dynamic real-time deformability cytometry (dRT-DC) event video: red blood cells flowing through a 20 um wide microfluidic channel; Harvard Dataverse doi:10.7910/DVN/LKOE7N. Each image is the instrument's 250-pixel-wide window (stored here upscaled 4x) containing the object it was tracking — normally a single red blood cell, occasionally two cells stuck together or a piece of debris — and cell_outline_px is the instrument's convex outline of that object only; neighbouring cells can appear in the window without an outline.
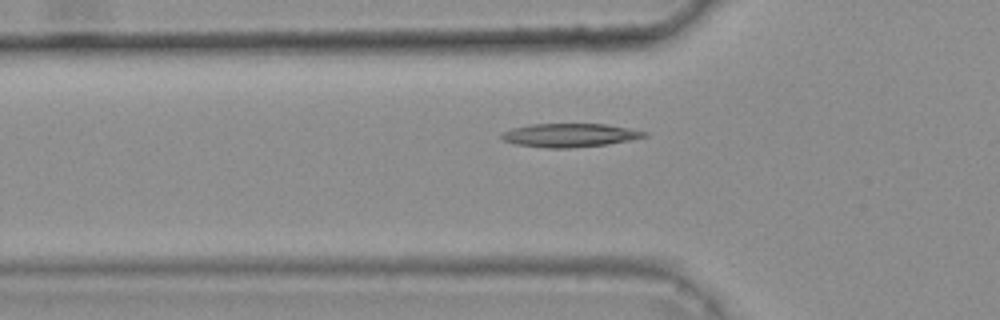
{"species": "common noctule bat (a hibernating species)", "species_latin": "Nyctalus noctula", "temperature_condition": "warm", "stored_images_in_passage": 49, "camera_frame_rate_fps": 3000, "um_per_image_px": 0.085, "animal": {"sex": "female", "body_mass_g": 25.1}, "frame": {"image": 1, "passage_image": 17, "time_ms": 5.333, "image_size_px": [1000, 320], "cell_outline_px": [[648, 136], [608, 144], [572, 148], [548, 148], [516, 144], [500, 140], [500, 136], [504, 132], [512, 128], [532, 124], [604, 124], [628, 128], [648, 132]], "centroid_in_image_um": [48.41, 11.5], "position_along_channel_um": 77.4, "area_um2": 19.54}}
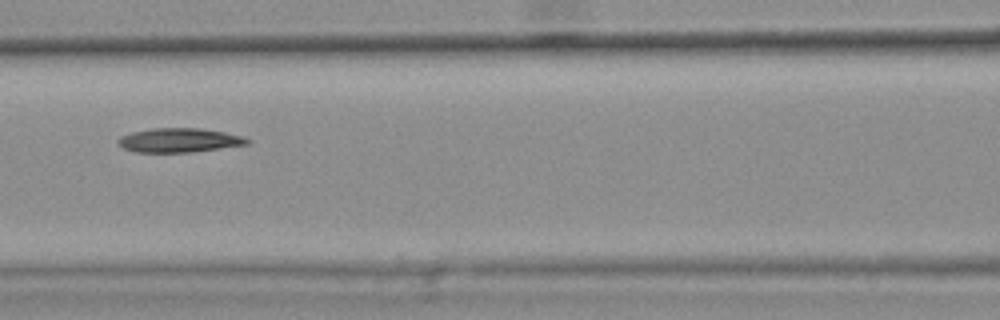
{"frame": {"image": 2, "passage_image": 23, "time_ms": 7.333, "image_size_px": [1000, 320], "cell_outline_px": [[252, 140], [248, 144], [192, 152], [136, 152], [124, 148], [116, 144], [116, 140], [120, 136], [132, 132], [152, 128], [200, 128], [224, 132], [244, 136]], "centroid_in_image_um": [15.22, 11.91], "position_along_channel_um": 151.4, "area_um2": 18.26}}
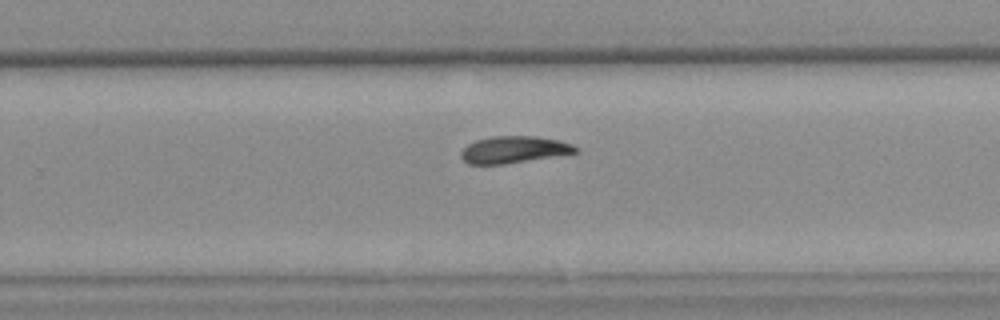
{"frame": {"image": 3, "passage_image": 34, "time_ms": 11.0, "image_size_px": [1000, 320], "cell_outline_px": [[580, 152], [504, 164], [468, 164], [460, 156], [460, 152], [468, 144], [476, 140], [492, 136], [536, 136], [560, 140], [572, 144], [580, 148]], "centroid_in_image_um": [43.71, 12.71], "position_along_channel_um": 286.1, "area_um2": 18.03}, "authors_computed_cell_mechanics": {"area_um2": 18.496, "velocity_mm_per_s": 3.6827, "shape_relaxation_time_tau1_ms": null, "shape_relaxation_time_tau2_ms": 11.1863, "deformation_change_tau1": null, "deformation_change_tau2": 0.1826}}